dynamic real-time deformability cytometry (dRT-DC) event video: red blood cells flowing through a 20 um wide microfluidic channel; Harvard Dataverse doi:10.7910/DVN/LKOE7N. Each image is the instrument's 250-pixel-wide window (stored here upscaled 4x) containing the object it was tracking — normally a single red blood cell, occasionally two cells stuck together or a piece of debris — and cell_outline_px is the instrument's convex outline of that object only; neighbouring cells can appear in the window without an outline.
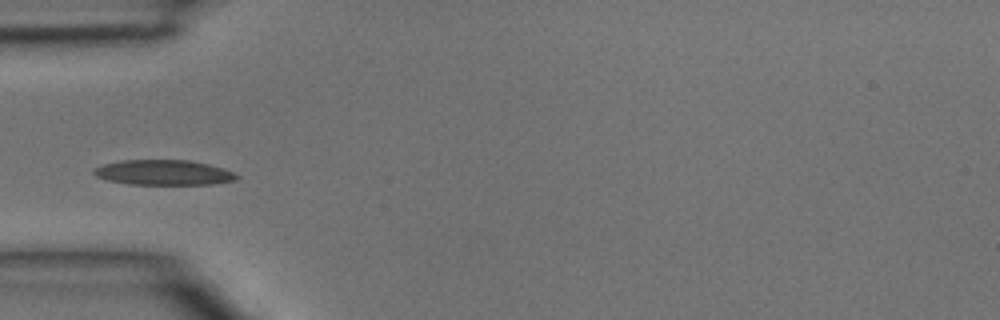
{"species": "common noctule bat (a hibernating species)", "species_latin": "Nyctalus noctula", "temperature_condition": "room temperature", "stored_images_in_passage": 5, "camera_frame_rate_fps": 3000, "um_per_image_px": 0.085, "animal": {"sex": "male", "body_mass_g": 15.6}, "frame": {"image": 1, "passage_image": 4, "time_ms": 1.0, "image_size_px": [1000, 320], "cell_outline_px": [[240, 176], [236, 180], [212, 184], [128, 184], [108, 180], [96, 176], [92, 172], [92, 168], [104, 164], [120, 160], [188, 160], [208, 164], [224, 168]], "centroid_in_image_um": [13.89, 14.66], "position_along_channel_um": 71.1, "area_um2": 20.92}}